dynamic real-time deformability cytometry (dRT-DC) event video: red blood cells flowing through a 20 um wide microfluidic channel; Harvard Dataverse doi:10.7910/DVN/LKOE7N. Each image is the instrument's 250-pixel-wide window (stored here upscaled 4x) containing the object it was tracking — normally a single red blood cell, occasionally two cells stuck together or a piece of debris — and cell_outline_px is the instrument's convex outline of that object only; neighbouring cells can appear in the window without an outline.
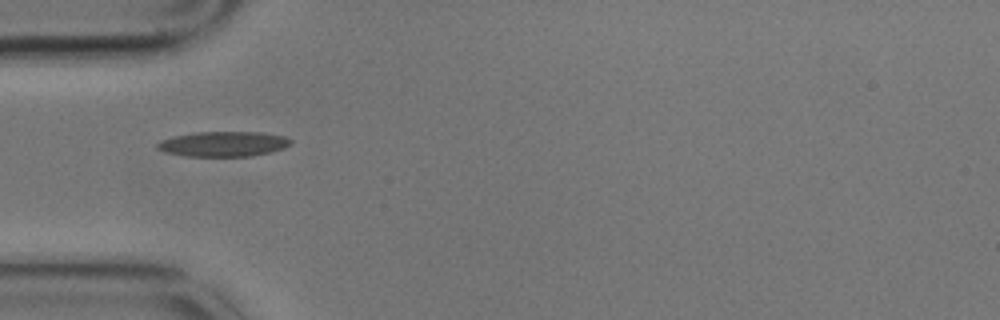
{"species": "common noctule bat (a hibernating species)", "species_latin": "Nyctalus noctula", "temperature_condition": "cold", "stored_images_in_passage": 9, "camera_frame_rate_fps": 3000, "um_per_image_px": 0.085, "animal": {"sex": "male", "body_mass_g": 17.9}, "frame": {"image": 1, "passage_image": 1, "time_ms": 0.0, "image_size_px": [1000, 320], "cell_outline_px": [[292, 144], [284, 148], [272, 152], [252, 156], [184, 156], [164, 152], [156, 148], [156, 144], [160, 140], [176, 136], [196, 132], [260, 132], [284, 136], [292, 140]], "centroid_in_image_um": [19.0, 12.24], "position_along_channel_um": 66.0, "area_um2": 19.59}}
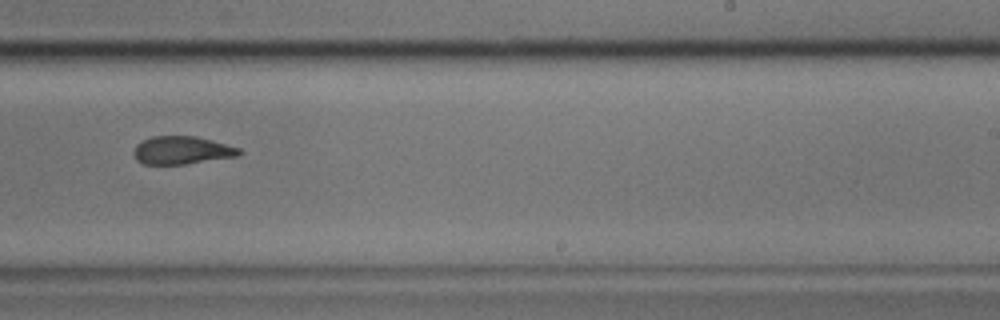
{"frame": {"image": 2, "passage_image": 6, "time_ms": 1.667, "image_size_px": [1000, 320], "cell_outline_px": [[244, 152], [240, 156], [184, 164], [144, 164], [136, 160], [132, 152], [136, 144], [140, 140], [152, 136], [196, 136], [212, 140], [240, 148]], "centroid_in_image_um": [15.46, 12.77], "position_along_channel_um": 273.5, "area_um2": 17.46}}
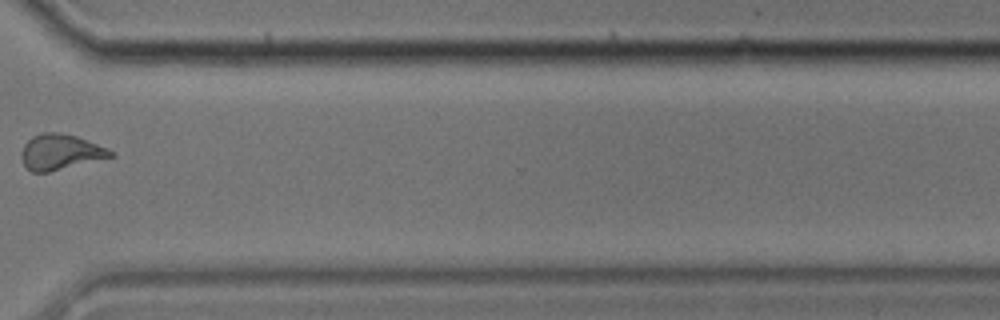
{"frame": {"image": 3, "passage_image": 8, "time_ms": 2.333, "image_size_px": [1000, 320], "cell_outline_px": [[116, 156], [48, 172], [32, 172], [24, 168], [20, 156], [20, 152], [24, 144], [32, 136], [44, 132], [56, 132], [76, 136], [108, 148], [116, 152]], "centroid_in_image_um": [5.12, 12.93], "position_along_channel_um": 365.5, "area_um2": 18.67}}